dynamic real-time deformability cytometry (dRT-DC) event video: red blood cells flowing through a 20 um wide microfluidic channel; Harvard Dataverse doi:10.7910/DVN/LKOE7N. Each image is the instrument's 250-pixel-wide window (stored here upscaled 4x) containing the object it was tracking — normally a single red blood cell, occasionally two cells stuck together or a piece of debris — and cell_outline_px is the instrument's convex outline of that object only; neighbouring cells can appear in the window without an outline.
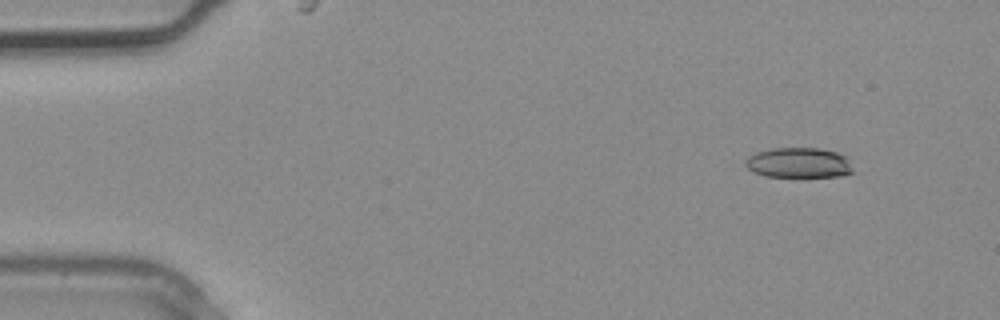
{"species": "common noctule bat (a hibernating species)", "species_latin": "Nyctalus noctula", "temperature_condition": "warm", "stored_images_in_passage": 3, "camera_frame_rate_fps": 3000, "um_per_image_px": 0.085, "animal": {"sex": "male", "body_mass_g": 20.4}, "frame": {"image": 1, "passage_image": 1, "time_ms": 0.0, "image_size_px": [1000, 320], "cell_outline_px": [[852, 172], [840, 176], [768, 176], [752, 172], [744, 164], [748, 156], [756, 152], [772, 148], [820, 148], [836, 152], [848, 156]], "centroid_in_image_um": [67.88, 13.82], "position_along_channel_um": 17.1, "area_um2": 18.84}}
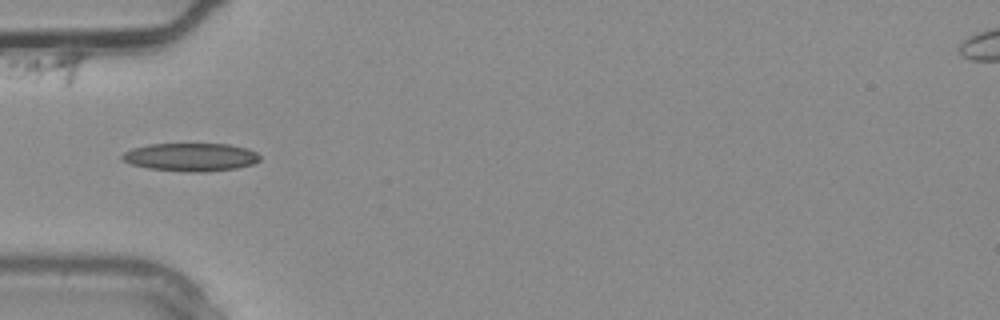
{"frame": {"image": 2, "passage_image": 3, "time_ms": 0.667, "image_size_px": [1000, 320], "cell_outline_px": [[260, 160], [252, 164], [236, 168], [204, 172], [188, 172], [148, 168], [128, 164], [120, 160], [120, 156], [124, 152], [132, 148], [148, 144], [228, 144], [248, 148], [256, 152], [260, 156]], "centroid_in_image_um": [16.17, 13.35], "position_along_channel_um": 68.8, "area_um2": 22.77}}